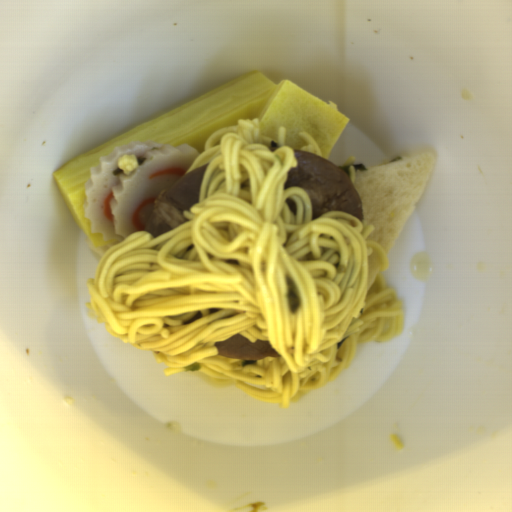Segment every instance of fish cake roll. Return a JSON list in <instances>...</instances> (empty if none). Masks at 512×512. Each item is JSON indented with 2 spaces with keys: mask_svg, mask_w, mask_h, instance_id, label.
I'll use <instances>...</instances> for the list:
<instances>
[{
  "mask_svg": "<svg viewBox=\"0 0 512 512\" xmlns=\"http://www.w3.org/2000/svg\"><path fill=\"white\" fill-rule=\"evenodd\" d=\"M201 154L187 143L172 146L152 138L116 146L99 157V164L89 170L83 204L92 233L120 243L144 231L156 198Z\"/></svg>",
  "mask_w": 512,
  "mask_h": 512,
  "instance_id": "obj_1",
  "label": "fish cake roll"
}]
</instances>
